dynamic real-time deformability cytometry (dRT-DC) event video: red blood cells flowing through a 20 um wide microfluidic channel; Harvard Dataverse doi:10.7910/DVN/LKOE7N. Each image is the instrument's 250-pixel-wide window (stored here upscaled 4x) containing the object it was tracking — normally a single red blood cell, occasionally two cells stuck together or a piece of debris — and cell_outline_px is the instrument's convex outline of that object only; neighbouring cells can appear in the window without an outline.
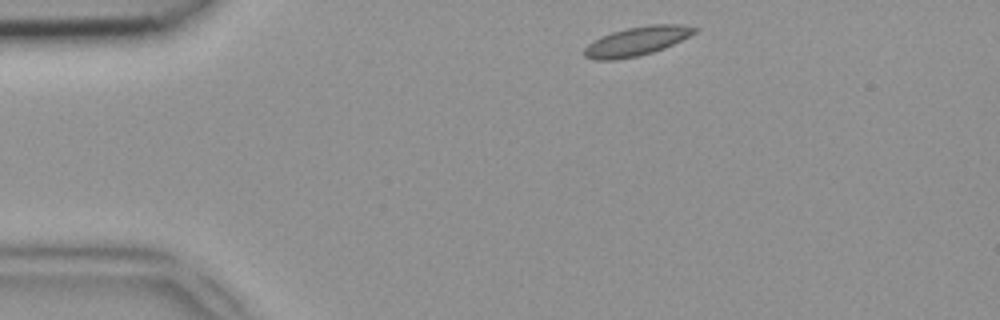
{"species": "common noctule bat (a hibernating species)", "species_latin": "Nyctalus noctula", "temperature_condition": "room temperature", "stored_images_in_passage": 42, "camera_frame_rate_fps": 3000, "um_per_image_px": 0.085, "animal": {"sex": "female", "body_mass_g": 18.4}, "frame": {"image": 1, "passage_image": 2, "time_ms": 0.333, "image_size_px": [1000, 320], "cell_outline_px": [[700, 28], [696, 32], [664, 48], [652, 52], [636, 56], [616, 60], [596, 60], [584, 56], [584, 48], [588, 44], [600, 36], [612, 32], [628, 28], [648, 24], [684, 24]], "centroid_in_image_um": [54.13, 3.49], "position_along_channel_um": 30.9, "area_um2": 18.55}}
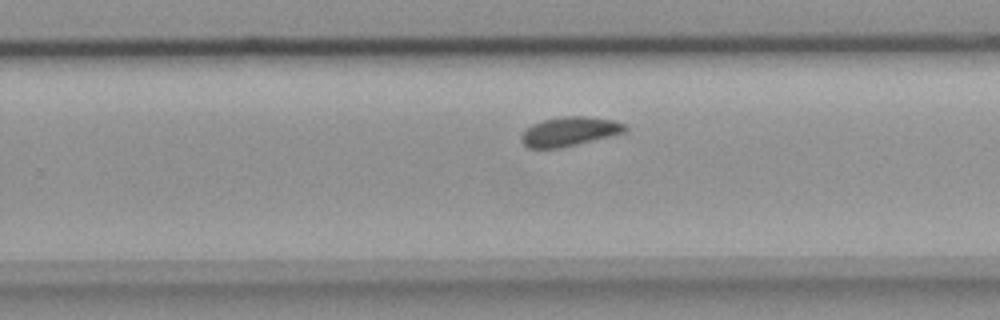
{"frame": {"image": 2, "passage_image": 24, "time_ms": 7.667, "image_size_px": [1000, 320], "cell_outline_px": [[628, 128], [624, 132], [560, 148], [528, 148], [520, 140], [520, 136], [524, 128], [540, 120], [560, 116], [588, 116], [612, 120], [624, 124]], "centroid_in_image_um": [48.32, 11.16], "position_along_channel_um": 281.5, "area_um2": 17.69}}
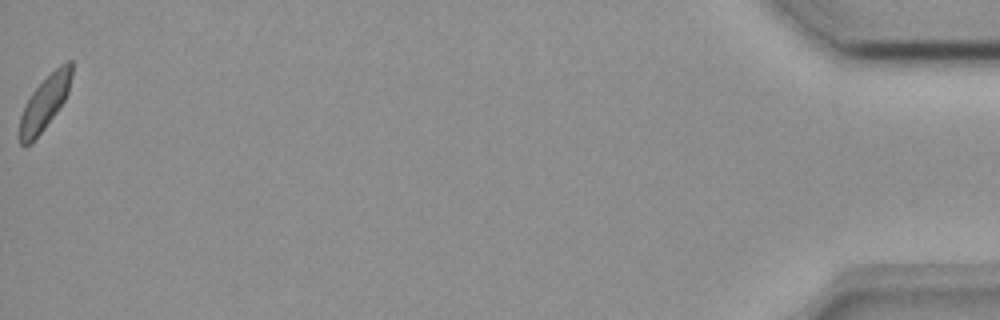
{"frame": {"image": 3, "passage_image": 42, "time_ms": 13.667, "image_size_px": [1000, 320], "cell_outline_px": [[72, 76], [68, 92], [64, 100], [56, 112], [44, 128], [28, 144], [20, 144], [20, 116], [24, 104], [32, 92], [60, 64], [68, 60], [72, 60]], "centroid_in_image_um": [3.82, 8.68], "position_along_channel_um": 431.4, "area_um2": 15.84}}